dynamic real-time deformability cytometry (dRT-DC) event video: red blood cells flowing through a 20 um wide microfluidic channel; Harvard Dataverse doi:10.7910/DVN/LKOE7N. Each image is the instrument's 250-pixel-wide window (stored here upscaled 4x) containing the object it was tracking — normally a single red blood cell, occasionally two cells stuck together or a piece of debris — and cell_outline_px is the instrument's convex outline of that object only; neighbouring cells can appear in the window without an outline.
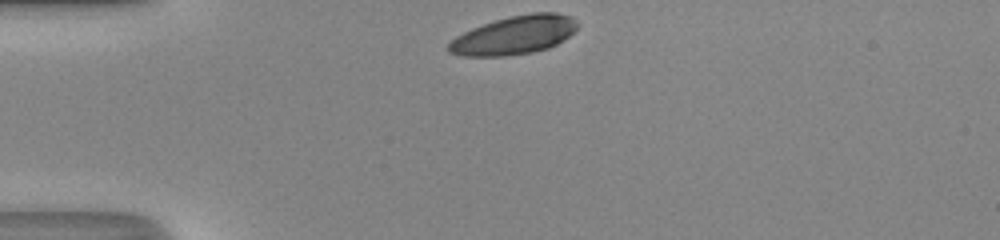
{"species": "human", "species_latin": "Homo sapiens", "temperature_condition": "room temperature", "stored_images_in_passage": 28, "camera_frame_rate_fps": 3000, "um_per_image_px": 0.085, "donor": {"sex": "male"}, "frame": {"image": 1, "passage_image": 1, "time_ms": 0.0, "image_size_px": [1000, 240], "cell_outline_px": [[580, 24], [568, 36], [556, 44], [548, 48], [532, 52], [504, 56], [460, 56], [448, 52], [448, 44], [456, 36], [472, 28], [508, 16], [532, 12], [556, 12], [572, 16]], "centroid_in_image_um": [43.72, 2.98], "position_along_channel_um": 41.3, "area_um2": 28.9}}
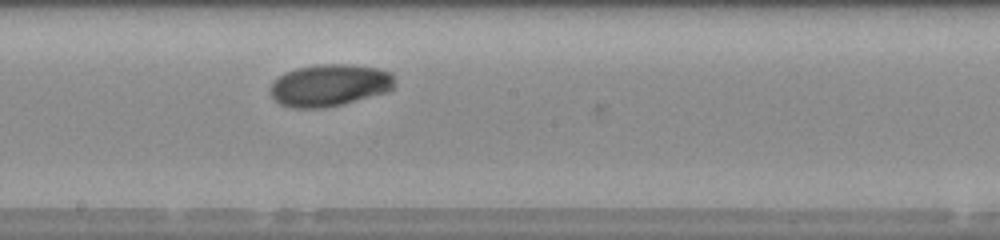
{"frame": {"image": 2, "passage_image": 16, "time_ms": 5.0, "image_size_px": [1000, 240], "cell_outline_px": [[396, 88], [388, 92], [324, 108], [296, 108], [280, 104], [272, 96], [268, 88], [284, 72], [296, 68], [316, 64], [352, 64], [376, 68], [392, 72], [396, 84]], "centroid_in_image_um": [28.05, 7.23], "position_along_channel_um": 220.2, "area_um2": 30.69}}
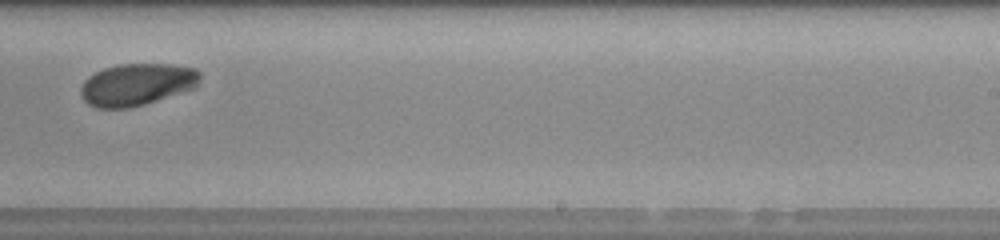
{"frame": {"image": 3, "passage_image": 20, "time_ms": 6.333, "image_size_px": [1000, 240], "cell_outline_px": [[200, 80], [196, 88], [144, 104], [128, 108], [96, 108], [88, 104], [80, 96], [80, 88], [84, 80], [88, 76], [104, 68], [120, 64], [172, 64], [196, 68], [200, 72]], "centroid_in_image_um": [11.64, 7.18], "position_along_channel_um": 277.4, "area_um2": 29.48}, "authors_computed_cell_mechanics": {"area_um2": 29.8826, "velocity_mm_per_s": 4.2956, "shape_relaxation_time_tau1_ms": 3.5504, "shape_relaxation_time_tau2_ms": null, "deformation_change_tau1": 0.1313, "deformation_change_tau2": null}}